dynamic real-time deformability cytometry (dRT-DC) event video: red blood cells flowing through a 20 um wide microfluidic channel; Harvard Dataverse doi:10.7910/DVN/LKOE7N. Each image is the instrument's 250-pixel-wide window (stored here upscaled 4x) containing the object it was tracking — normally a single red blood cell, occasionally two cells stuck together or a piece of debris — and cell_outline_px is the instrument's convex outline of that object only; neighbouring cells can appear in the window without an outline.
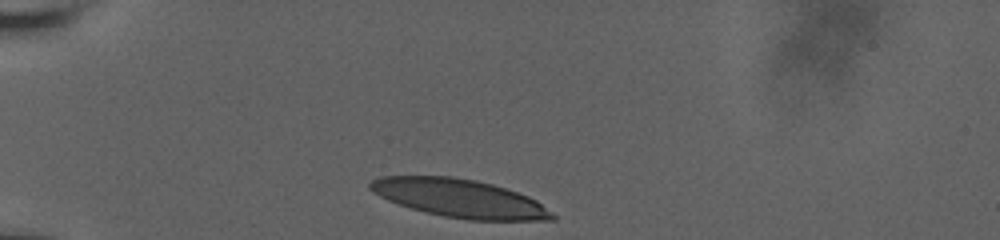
{"species": "human", "species_latin": "Homo sapiens", "temperature_condition": "room temperature", "stored_images_in_passage": 32, "camera_frame_rate_fps": 3000, "um_per_image_px": 0.085, "donor": {"sex": "male"}, "frame": {"image": 1, "passage_image": 1, "time_ms": 0.0, "image_size_px": [1000, 240], "cell_outline_px": [[556, 220], [468, 220], [444, 216], [424, 212], [388, 200], [372, 192], [368, 188], [368, 184], [372, 180], [380, 176], [452, 176], [476, 180], [492, 184], [528, 196], [536, 200], [552, 212], [556, 216]], "centroid_in_image_um": [39.06, 16.85], "position_along_channel_um": 45.9, "area_um2": 40.46}}
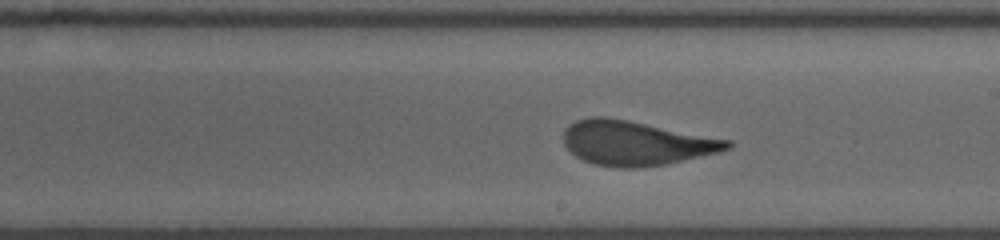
{"frame": {"image": 2, "passage_image": 19, "time_ms": 6.0, "image_size_px": [1000, 240], "cell_outline_px": [[736, 144], [732, 148], [720, 152], [684, 160], [664, 164], [636, 168], [620, 168], [592, 164], [576, 156], [564, 144], [564, 128], [568, 124], [576, 120], [592, 116], [604, 116], [628, 120], [732, 140]], "centroid_in_image_um": [54.08, 12.15], "position_along_channel_um": 234.9, "area_um2": 42.66}}
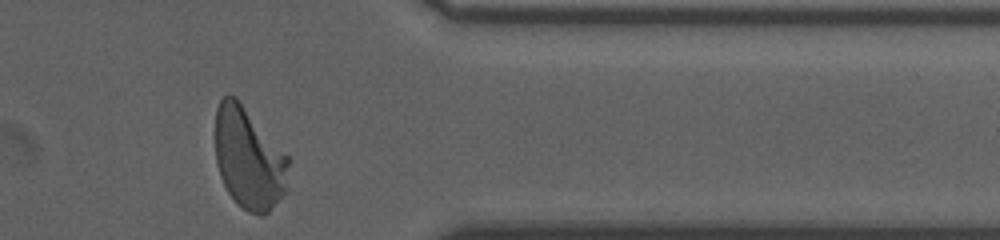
{"frame": {"image": 3, "passage_image": 32, "time_ms": 10.333, "image_size_px": [1000, 240], "cell_outline_px": [[288, 188], [268, 212], [260, 216], [248, 212], [228, 192], [220, 176], [216, 164], [216, 108], [220, 100], [228, 92], [236, 96], [288, 156]], "centroid_in_image_um": [21.14, 13.43], "position_along_channel_um": 390.3, "area_um2": 43.23}, "authors_computed_cell_mechanics": {"area_um2": 42.5697, "velocity_mm_per_s": 3.8184, "shape_relaxation_time_tau1_ms": 5.3988, "shape_relaxation_time_tau2_ms": 0.881, "deformation_change_tau1": 0.2389, "deformation_change_tau2": 0.0912}}